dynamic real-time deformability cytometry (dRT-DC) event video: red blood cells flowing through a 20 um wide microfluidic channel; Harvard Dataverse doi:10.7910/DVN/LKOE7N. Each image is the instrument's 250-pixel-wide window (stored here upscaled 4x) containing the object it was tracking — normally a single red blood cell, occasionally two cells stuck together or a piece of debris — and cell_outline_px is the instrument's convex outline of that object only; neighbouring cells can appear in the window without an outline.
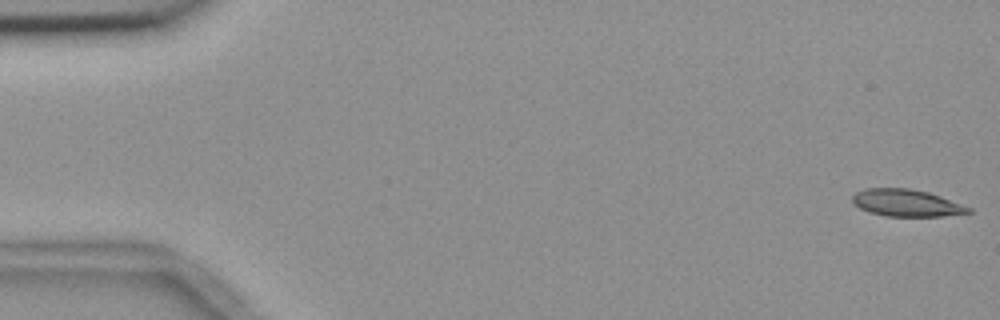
{"species": "common noctule bat (a hibernating species)", "species_latin": "Nyctalus noctula", "temperature_condition": "room temperature", "stored_images_in_passage": 20, "camera_frame_rate_fps": 3000, "um_per_image_px": 0.085, "animal": {"sex": "female", "body_mass_g": 18.4}, "frame": {"image": 1, "passage_image": 1, "time_ms": 0.0, "image_size_px": [1000, 320], "cell_outline_px": [[972, 212], [944, 216], [884, 216], [868, 212], [852, 204], [852, 196], [856, 192], [864, 188], [908, 188], [928, 192], [940, 196], [972, 208]], "centroid_in_image_um": [77.01, 17.25], "position_along_channel_um": 8.0, "area_um2": 18.38}}
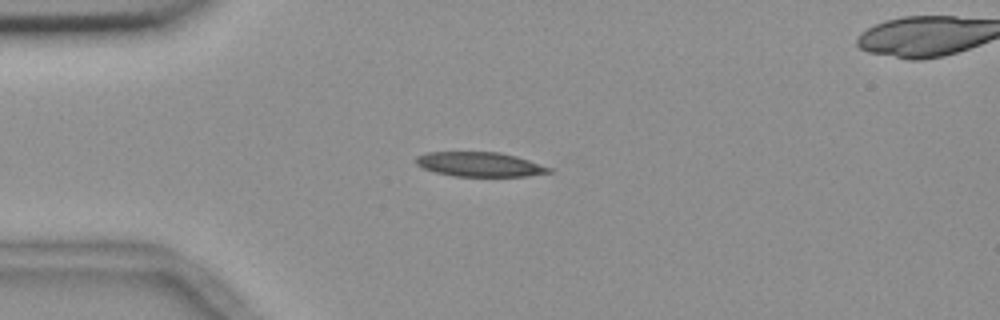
{"frame": {"image": 2, "passage_image": 14, "time_ms": 4.333, "image_size_px": [1000, 320], "cell_outline_px": [[552, 172], [524, 176], [456, 176], [436, 172], [424, 168], [416, 164], [416, 156], [428, 152], [500, 152], [516, 156], [552, 168]], "centroid_in_image_um": [40.77, 13.96], "position_along_channel_um": 44.2, "area_um2": 18.79}}